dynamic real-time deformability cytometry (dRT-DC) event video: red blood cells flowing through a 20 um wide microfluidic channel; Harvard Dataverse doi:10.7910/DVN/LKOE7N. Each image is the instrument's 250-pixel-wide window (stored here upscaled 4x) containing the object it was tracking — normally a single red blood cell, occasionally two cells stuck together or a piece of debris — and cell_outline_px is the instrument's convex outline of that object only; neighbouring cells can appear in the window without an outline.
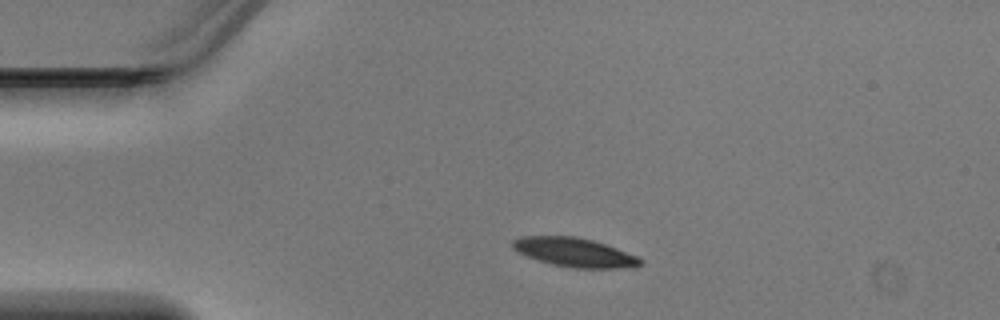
{"species": "Egyptian fruit bat (a non-hibernating species)", "species_latin": "Rousettus aegyptiacus", "temperature_condition": "warm", "stored_images_in_passage": 43, "camera_frame_rate_fps": 3000, "um_per_image_px": 0.085, "animal": {"sex": "male"}, "frame": {"image": 1, "passage_image": 6, "time_ms": 1.667, "image_size_px": [1000, 320], "cell_outline_px": [[644, 260], [640, 264], [616, 268], [572, 268], [552, 264], [528, 256], [512, 248], [512, 240], [520, 236], [576, 236], [592, 240], [616, 248], [636, 256]], "centroid_in_image_um": [48.79, 21.43], "position_along_channel_um": 36.2, "area_um2": 21.15}}
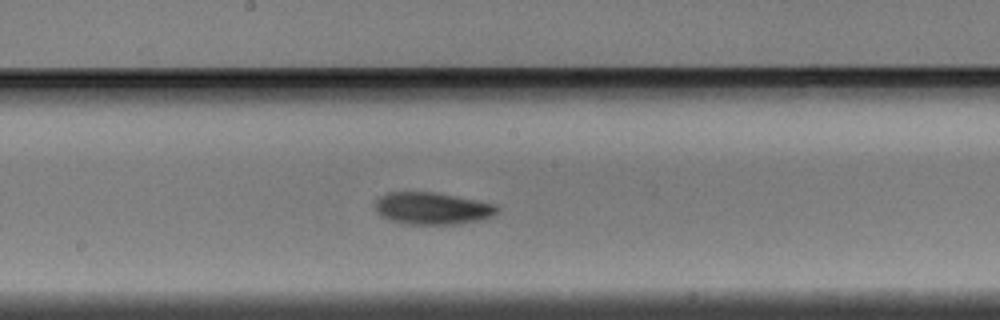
{"frame": {"image": 2, "passage_image": 21, "time_ms": 6.667, "image_size_px": [1000, 320], "cell_outline_px": [[500, 208], [492, 216], [480, 220], [452, 224], [408, 224], [392, 220], [380, 216], [376, 212], [376, 200], [380, 196], [388, 192], [436, 192], [496, 204]], "centroid_in_image_um": [36.74, 17.7], "position_along_channel_um": 211.5, "area_um2": 22.72}}
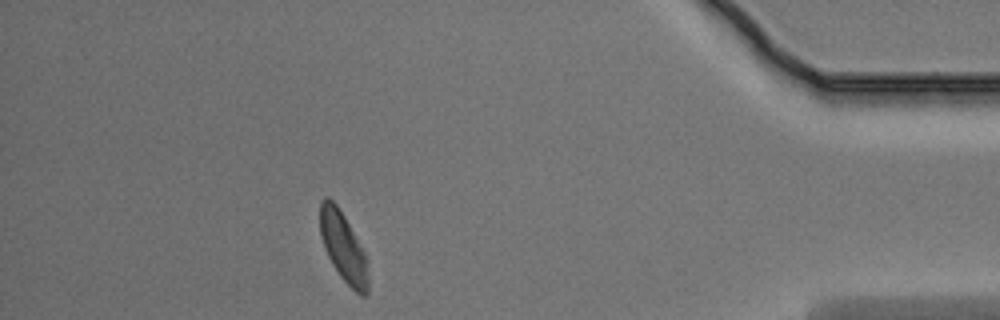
{"frame": {"image": 3, "passage_image": 38, "time_ms": 12.333, "image_size_px": [1000, 320], "cell_outline_px": [[368, 292], [364, 296], [360, 296], [340, 276], [332, 264], [324, 248], [320, 236], [320, 200], [324, 196], [328, 196], [336, 204], [344, 216], [364, 252], [368, 264]], "centroid_in_image_um": [29.16, 20.99], "position_along_channel_um": 406.0, "area_um2": 19.42}}